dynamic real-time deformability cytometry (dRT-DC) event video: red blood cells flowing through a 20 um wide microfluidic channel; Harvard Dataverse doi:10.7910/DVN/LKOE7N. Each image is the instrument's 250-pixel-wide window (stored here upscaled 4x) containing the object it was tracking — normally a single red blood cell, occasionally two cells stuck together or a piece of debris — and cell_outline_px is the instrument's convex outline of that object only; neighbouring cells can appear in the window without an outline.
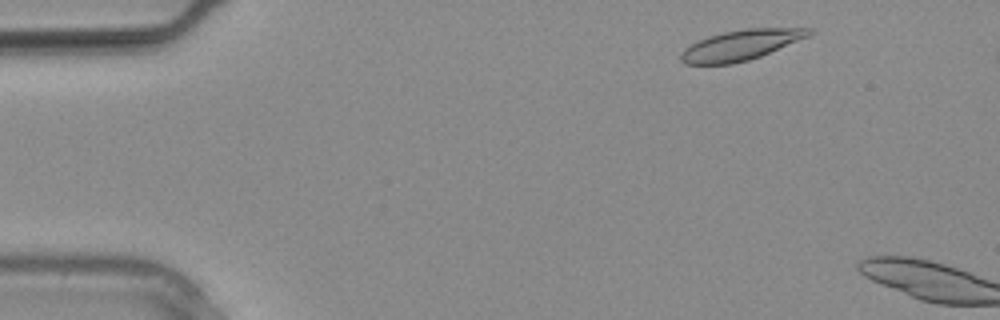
{"species": "common noctule bat (a hibernating species)", "species_latin": "Nyctalus noctula", "temperature_condition": "warm", "stored_images_in_passage": 3, "camera_frame_rate_fps": 3000, "um_per_image_px": 0.085, "animal": {"sex": "male", "body_mass_g": 20.4}, "frame": {"image": 1, "passage_image": 1, "time_ms": 0.0, "image_size_px": [1000, 320], "cell_outline_px": [[812, 32], [808, 36], [760, 56], [748, 60], [732, 64], [684, 64], [680, 60], [680, 52], [684, 48], [708, 36], [724, 32], [744, 28], [812, 28]], "centroid_in_image_um": [62.92, 3.83], "position_along_channel_um": 22.1, "area_um2": 22.37}}